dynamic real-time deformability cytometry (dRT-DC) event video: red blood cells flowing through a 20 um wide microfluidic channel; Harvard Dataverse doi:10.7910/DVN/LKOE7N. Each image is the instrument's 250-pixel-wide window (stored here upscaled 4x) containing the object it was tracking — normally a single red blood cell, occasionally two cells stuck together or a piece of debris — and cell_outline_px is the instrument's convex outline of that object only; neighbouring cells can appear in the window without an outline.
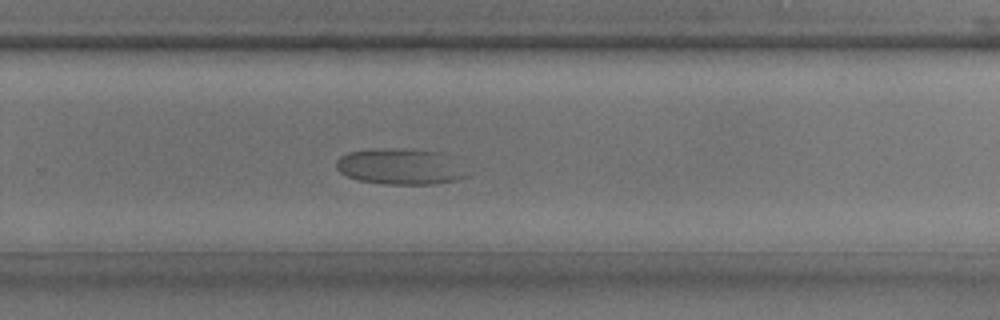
{"species": "common noctule bat (a hibernating species)", "species_latin": "Nyctalus noctula", "temperature_condition": "room temperature", "stored_images_in_passage": 41, "camera_frame_rate_fps": 3000, "um_per_image_px": 0.085, "animal": {"sex": "male", "body_mass_g": 17.9, "forearm_length_mm": 54.2}, "frame": {"image": 1, "passage_image": 27, "time_ms": 8.667, "image_size_px": [1000, 320], "cell_outline_px": [[464, 176], [456, 180], [432, 184], [384, 184], [360, 180], [348, 176], [340, 172], [336, 168], [336, 160], [340, 156], [348, 152], [376, 148], [404, 148], [444, 152], [448, 156]], "centroid_in_image_um": [33.89, 14.14], "position_along_channel_um": 295.9, "area_um2": 26.88}}
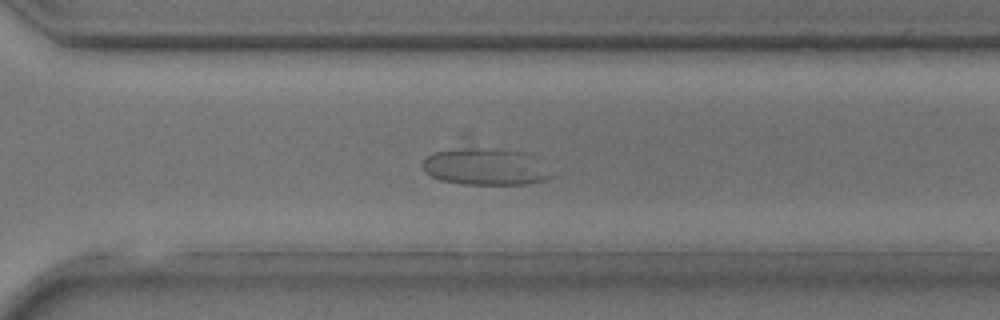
{"frame": {"image": 2, "passage_image": 29, "time_ms": 9.333, "image_size_px": [1000, 320], "cell_outline_px": [[552, 176], [544, 180], [528, 184], [460, 184], [440, 180], [424, 172], [420, 164], [428, 156], [436, 152], [480, 148], [492, 148], [524, 152]], "centroid_in_image_um": [41.15, 14.2], "position_along_channel_um": 329.4, "area_um2": 26.7}}
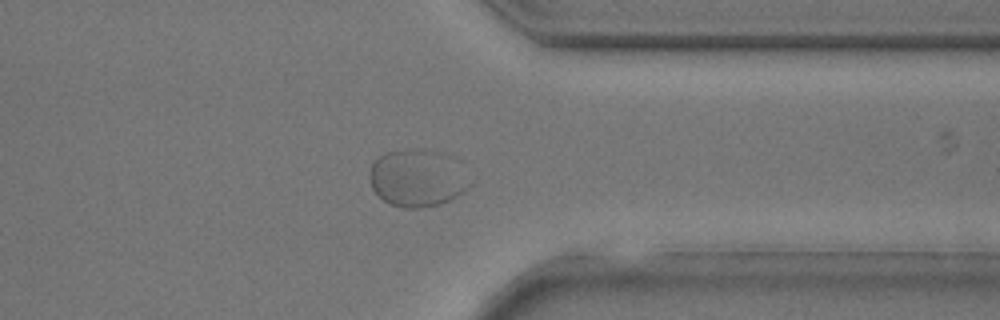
{"frame": {"image": 3, "passage_image": 32, "time_ms": 10.333, "image_size_px": [1000, 320], "cell_outline_px": [[472, 184], [464, 192], [440, 204], [424, 208], [404, 208], [388, 204], [372, 188], [368, 176], [368, 172], [372, 164], [384, 152], [424, 148], [440, 152]], "centroid_in_image_um": [35.37, 15.17], "position_along_channel_um": 376.0, "area_um2": 32.71}}